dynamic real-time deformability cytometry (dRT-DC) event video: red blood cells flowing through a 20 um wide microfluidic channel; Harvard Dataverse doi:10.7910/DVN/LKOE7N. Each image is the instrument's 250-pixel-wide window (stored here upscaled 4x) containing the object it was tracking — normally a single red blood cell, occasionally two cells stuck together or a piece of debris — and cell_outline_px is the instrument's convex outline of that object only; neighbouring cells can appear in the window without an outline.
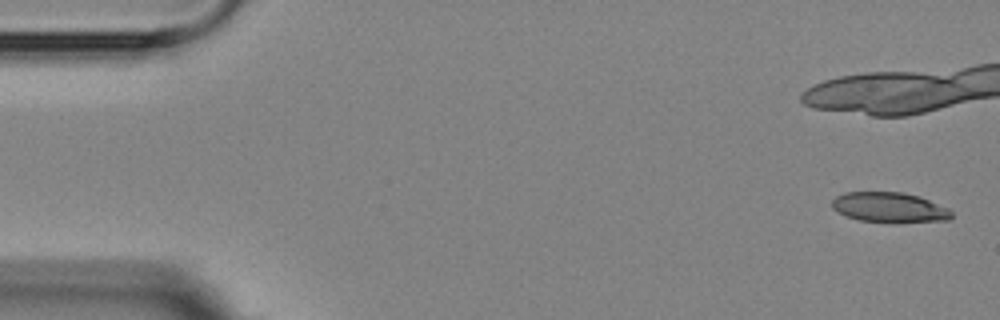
{"species": "Egyptian fruit bat (a non-hibernating species)", "species_latin": "Rousettus aegyptiacus", "temperature_condition": "room temperature", "stored_images_in_passage": 5, "camera_frame_rate_fps": 3000, "um_per_image_px": 0.085, "animal": {"sex": "female"}, "frame": {"image": 1, "passage_image": 1, "time_ms": 0.0, "image_size_px": [1000, 320], "cell_outline_px": [[952, 216], [948, 220], [900, 224], [892, 224], [860, 220], [844, 216], [836, 212], [832, 208], [832, 200], [836, 196], [844, 192], [904, 192], [920, 196], [948, 208], [952, 212]], "centroid_in_image_um": [75.6, 17.66], "position_along_channel_um": 9.4, "area_um2": 21.68}}